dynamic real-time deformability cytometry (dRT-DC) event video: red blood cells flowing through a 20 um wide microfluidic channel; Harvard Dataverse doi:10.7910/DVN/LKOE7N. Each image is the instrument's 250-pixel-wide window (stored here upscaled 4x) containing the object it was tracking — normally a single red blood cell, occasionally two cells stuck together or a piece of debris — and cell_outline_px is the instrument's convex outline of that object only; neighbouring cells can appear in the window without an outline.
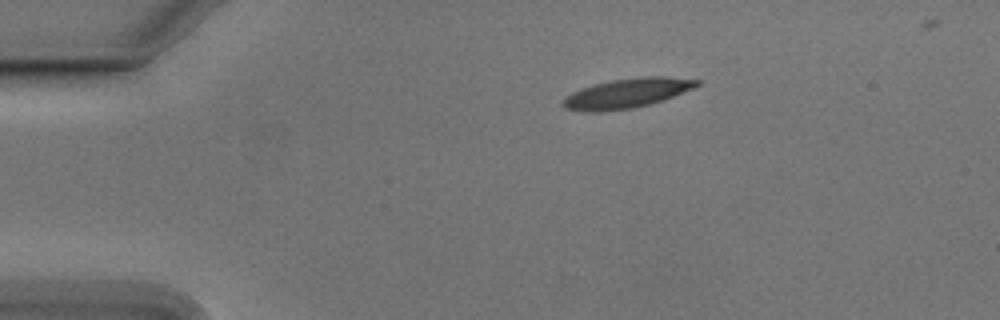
{"species": "Egyptian fruit bat (a non-hibernating species)", "species_latin": "Rousettus aegyptiacus", "temperature_condition": "cold", "stored_images_in_passage": 43, "camera_frame_rate_fps": 3000, "um_per_image_px": 0.085, "animal": {"sex": "male"}, "frame": {"image": 1, "passage_image": 1, "time_ms": 0.0, "image_size_px": [1000, 320], "cell_outline_px": [[700, 84], [692, 88], [672, 96], [648, 104], [632, 108], [600, 112], [584, 112], [564, 108], [560, 104], [560, 100], [572, 92], [580, 88], [592, 84], [612, 80], [640, 76], [664, 76], [700, 80]], "centroid_in_image_um": [53.19, 7.92], "position_along_channel_um": 31.8, "area_um2": 23.12}}
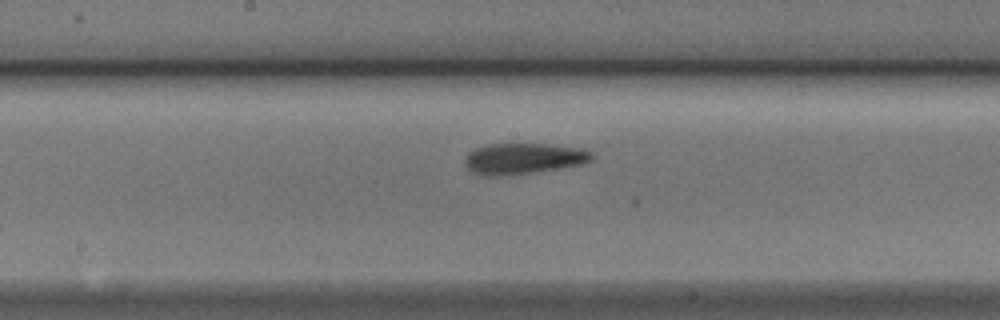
{"frame": {"image": 2, "passage_image": 19, "time_ms": 6.0, "image_size_px": [1000, 320], "cell_outline_px": [[592, 160], [580, 164], [560, 168], [536, 172], [500, 176], [488, 176], [472, 172], [464, 164], [464, 160], [468, 152], [476, 148], [488, 144], [548, 144], [584, 148], [592, 152]], "centroid_in_image_um": [44.48, 13.47], "position_along_channel_um": 203.7, "area_um2": 22.95}}
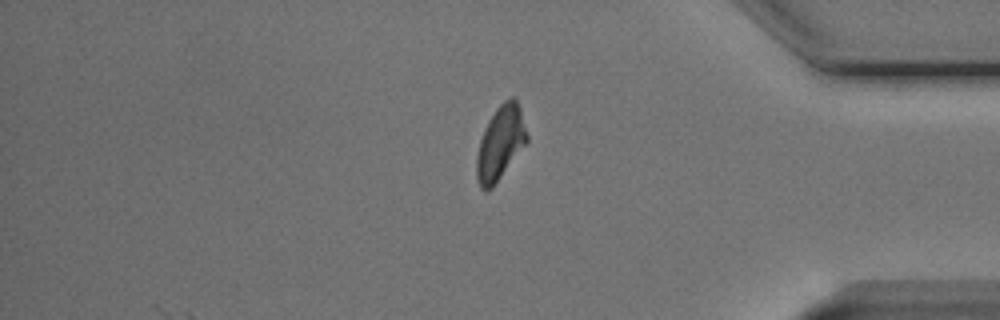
{"frame": {"image": 3, "passage_image": 36, "time_ms": 11.667, "image_size_px": [1000, 320], "cell_outline_px": [[528, 140], [492, 188], [480, 188], [476, 176], [476, 160], [480, 140], [484, 128], [488, 120], [496, 108], [504, 100], [512, 96], [516, 100], [520, 108], [528, 136]], "centroid_in_image_um": [42.52, 12.12], "position_along_channel_um": 392.7, "area_um2": 21.27}}